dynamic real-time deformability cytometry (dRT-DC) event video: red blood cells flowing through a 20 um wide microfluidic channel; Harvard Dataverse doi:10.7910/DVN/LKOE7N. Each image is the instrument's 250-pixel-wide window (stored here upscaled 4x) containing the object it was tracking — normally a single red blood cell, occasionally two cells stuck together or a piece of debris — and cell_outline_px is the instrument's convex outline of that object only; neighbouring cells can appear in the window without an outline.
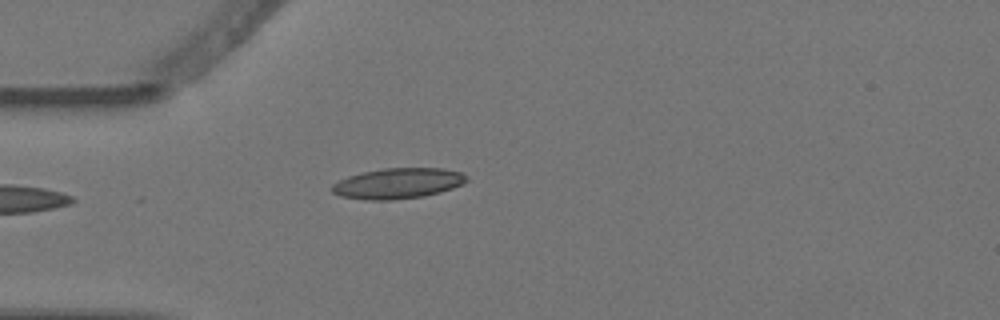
{"species": "Egyptian fruit bat (a non-hibernating species)", "species_latin": "Rousettus aegyptiacus", "temperature_condition": "warm", "stored_images_in_passage": 4, "camera_frame_rate_fps": 3000, "um_per_image_px": 0.085, "animal": {"sex": "female"}, "frame": {"image": 1, "passage_image": 4, "time_ms": 1.0, "image_size_px": [1000, 320], "cell_outline_px": [[468, 180], [464, 184], [440, 192], [424, 196], [392, 200], [364, 200], [340, 196], [332, 192], [332, 184], [348, 176], [364, 172], [384, 168], [444, 168], [460, 172], [468, 176]], "centroid_in_image_um": [33.84, 15.59], "position_along_channel_um": 51.2, "area_um2": 24.04}}